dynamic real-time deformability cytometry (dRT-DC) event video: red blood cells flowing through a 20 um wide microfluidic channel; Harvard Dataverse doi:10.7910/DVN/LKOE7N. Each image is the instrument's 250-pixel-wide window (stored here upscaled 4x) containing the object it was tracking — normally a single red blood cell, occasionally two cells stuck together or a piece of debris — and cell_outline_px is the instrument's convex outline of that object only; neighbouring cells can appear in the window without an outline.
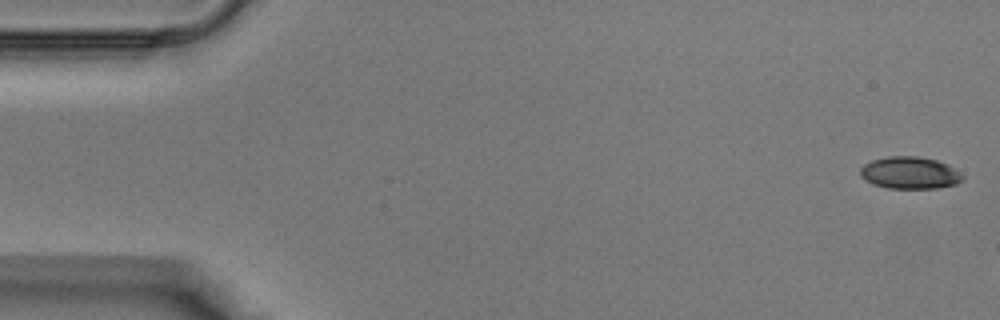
{"species": "Egyptian fruit bat (a non-hibernating species)", "species_latin": "Rousettus aegyptiacus", "temperature_condition": "warm", "stored_images_in_passage": 10, "camera_frame_rate_fps": 3000, "um_per_image_px": 0.085, "animal": {"sex": "male"}, "frame": {"image": 1, "passage_image": 1, "time_ms": 0.0, "image_size_px": [1000, 320], "cell_outline_px": [[964, 180], [956, 184], [936, 188], [888, 188], [872, 184], [860, 176], [860, 168], [864, 164], [872, 160], [888, 156], [920, 156], [936, 160], [948, 164], [964, 176]], "centroid_in_image_um": [77.33, 14.69], "position_along_channel_um": 7.7, "area_um2": 19.25}}
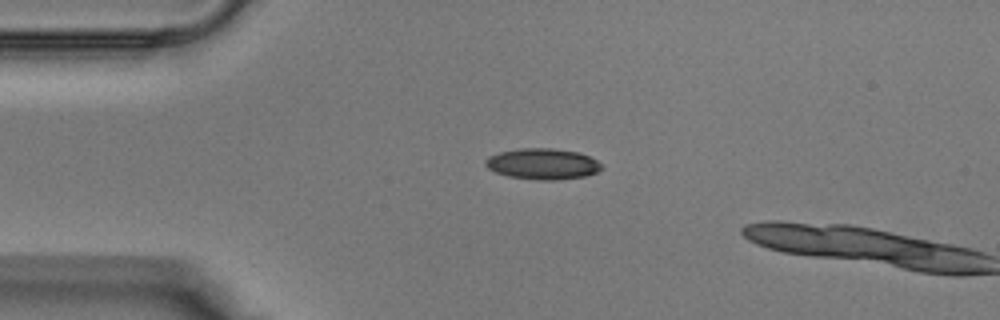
{"frame": {"image": 2, "passage_image": 9, "time_ms": 2.667, "image_size_px": [1000, 320], "cell_outline_px": [[604, 168], [596, 172], [584, 176], [556, 180], [536, 180], [508, 176], [496, 172], [488, 168], [484, 164], [484, 160], [488, 156], [500, 152], [520, 148], [552, 148], [580, 152], [604, 164]], "centroid_in_image_um": [46.13, 13.93], "position_along_channel_um": 38.9, "area_um2": 21.1}}